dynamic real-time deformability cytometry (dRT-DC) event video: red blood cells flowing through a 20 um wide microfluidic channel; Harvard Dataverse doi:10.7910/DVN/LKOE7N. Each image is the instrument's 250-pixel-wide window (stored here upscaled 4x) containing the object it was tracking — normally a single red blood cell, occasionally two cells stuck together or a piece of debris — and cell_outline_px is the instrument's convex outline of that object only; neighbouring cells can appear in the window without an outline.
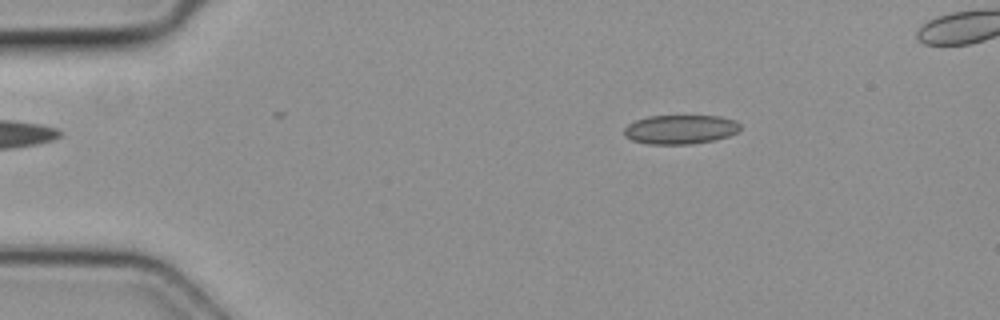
{"species": "common noctule bat (a hibernating species)", "species_latin": "Nyctalus noctula", "temperature_condition": "cold", "stored_images_in_passage": 3, "camera_frame_rate_fps": 3000, "um_per_image_px": 0.085, "animal": {"sex": "female", "body_mass_g": 19.3, "forearm_length_mm": 54.1}, "frame": {"image": 1, "passage_image": 1, "time_ms": 0.0, "image_size_px": [1000, 320], "cell_outline_px": [[740, 128], [736, 132], [728, 136], [712, 140], [692, 144], [648, 144], [632, 140], [624, 136], [624, 128], [628, 124], [636, 120], [648, 116], [720, 116], [736, 120], [740, 124]], "centroid_in_image_um": [57.81, 11.0], "position_along_channel_um": 27.2, "area_um2": 19.71}}